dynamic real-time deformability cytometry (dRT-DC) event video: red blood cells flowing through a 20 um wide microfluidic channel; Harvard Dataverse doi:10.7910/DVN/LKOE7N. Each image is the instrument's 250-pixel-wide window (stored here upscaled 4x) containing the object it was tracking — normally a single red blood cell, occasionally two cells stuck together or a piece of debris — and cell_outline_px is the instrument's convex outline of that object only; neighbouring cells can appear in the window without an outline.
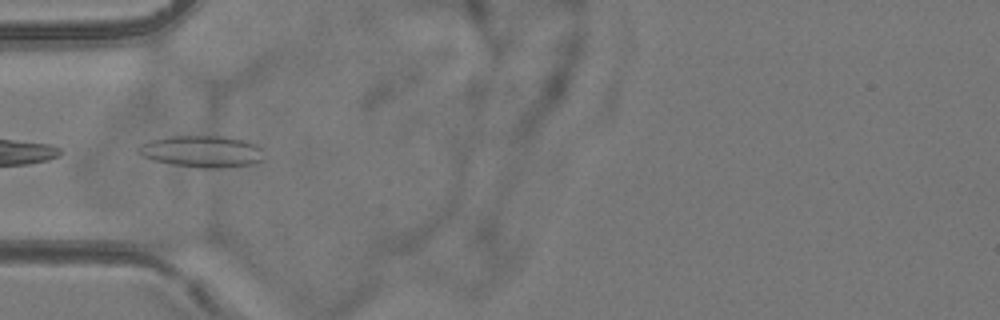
{"species": "common noctule bat (a hibernating species)", "species_latin": "Nyctalus noctula", "temperature_condition": "room temperature", "stored_images_in_passage": 6, "camera_frame_rate_fps": 3000, "um_per_image_px": 0.085, "animal": {"sex": "female", "body_mass_g": 24.6, "forearm_length_mm": 56.2}, "frame": {"image": 1, "passage_image": 6, "time_ms": 5.667, "image_size_px": [1000, 320], "cell_outline_px": [[264, 160], [252, 164], [220, 168], [200, 168], [172, 164], [152, 160], [136, 152], [136, 148], [140, 144], [152, 140], [168, 136], [224, 136], [248, 140], [256, 144], [260, 148]], "centroid_in_image_um": [17.17, 12.87], "position_along_channel_um": 67.8, "area_um2": 23.41}}